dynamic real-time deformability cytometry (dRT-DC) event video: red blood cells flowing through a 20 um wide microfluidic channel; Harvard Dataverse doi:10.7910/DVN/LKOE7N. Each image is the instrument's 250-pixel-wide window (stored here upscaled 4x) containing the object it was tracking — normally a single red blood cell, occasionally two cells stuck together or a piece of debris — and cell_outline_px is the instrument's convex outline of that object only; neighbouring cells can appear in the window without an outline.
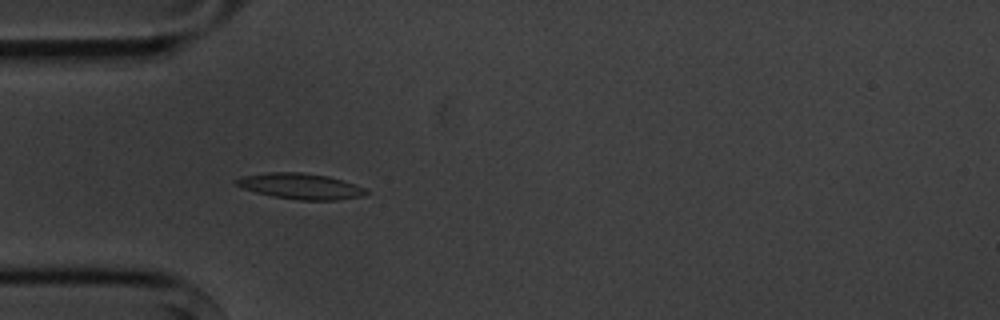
{"species": "common noctule bat (a hibernating species)", "species_latin": "Nyctalus noctula", "temperature_condition": "cold", "stored_images_in_passage": 4, "camera_frame_rate_fps": 3000, "um_per_image_px": 0.085, "animal": {"sex": "male", "body_mass_g": 20.1, "forearm_length_mm": 53.5}, "frame": {"image": 1, "passage_image": 4, "time_ms": 3.667, "image_size_px": [1000, 320], "cell_outline_px": [[368, 192], [360, 196], [336, 200], [300, 200], [272, 196], [256, 192], [244, 188], [236, 184], [236, 180], [244, 176], [268, 172], [300, 172], [328, 176], [364, 188]], "centroid_in_image_um": [25.52, 15.83], "position_along_channel_um": 59.5, "area_um2": 19.02}}